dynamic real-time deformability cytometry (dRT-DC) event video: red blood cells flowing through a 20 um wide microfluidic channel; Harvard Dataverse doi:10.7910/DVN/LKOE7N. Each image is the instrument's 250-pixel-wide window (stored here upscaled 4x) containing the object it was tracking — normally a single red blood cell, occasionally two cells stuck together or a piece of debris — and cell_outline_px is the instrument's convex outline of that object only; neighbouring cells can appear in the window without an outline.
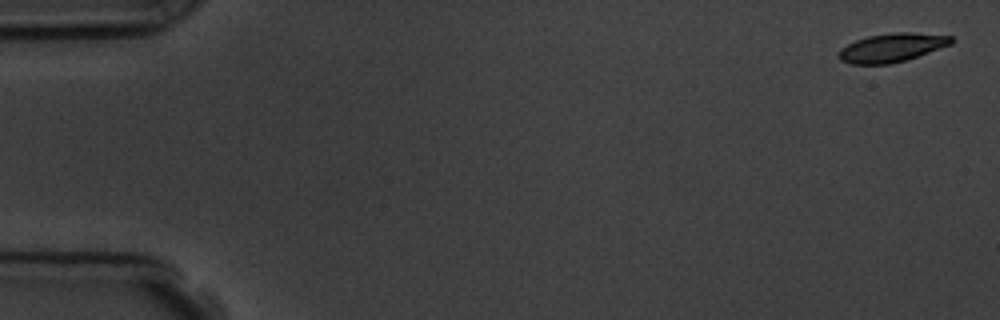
{"species": "common noctule bat (a hibernating species)", "species_latin": "Nyctalus noctula", "temperature_condition": "room temperature", "stored_images_in_passage": 5, "camera_frame_rate_fps": 3000, "um_per_image_px": 0.085, "animal": {"sex": "male", "body_mass_g": 19.5, "forearm_length_mm": 54.6}, "frame": {"image": 1, "passage_image": 1, "time_ms": 0.0, "image_size_px": [1000, 320], "cell_outline_px": [[956, 40], [952, 44], [908, 60], [888, 64], [852, 64], [840, 60], [836, 56], [840, 48], [856, 40], [868, 36], [896, 32], [912, 32], [952, 36]], "centroid_in_image_um": [75.82, 4.05], "position_along_channel_um": 9.2, "area_um2": 19.02}}
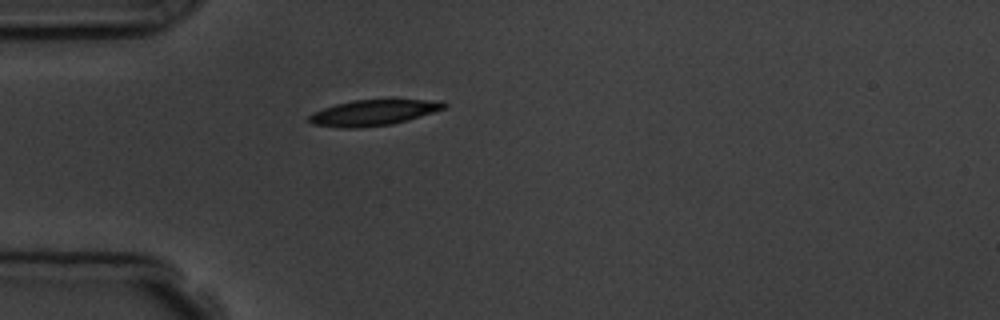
{"frame": {"image": 2, "passage_image": 5, "time_ms": 4.667, "image_size_px": [1000, 320], "cell_outline_px": [[448, 104], [444, 108], [408, 120], [392, 124], [360, 128], [340, 128], [312, 124], [308, 120], [308, 116], [312, 112], [336, 104], [352, 100], [444, 100]], "centroid_in_image_um": [31.71, 9.58], "position_along_channel_um": 53.3, "area_um2": 20.23}}